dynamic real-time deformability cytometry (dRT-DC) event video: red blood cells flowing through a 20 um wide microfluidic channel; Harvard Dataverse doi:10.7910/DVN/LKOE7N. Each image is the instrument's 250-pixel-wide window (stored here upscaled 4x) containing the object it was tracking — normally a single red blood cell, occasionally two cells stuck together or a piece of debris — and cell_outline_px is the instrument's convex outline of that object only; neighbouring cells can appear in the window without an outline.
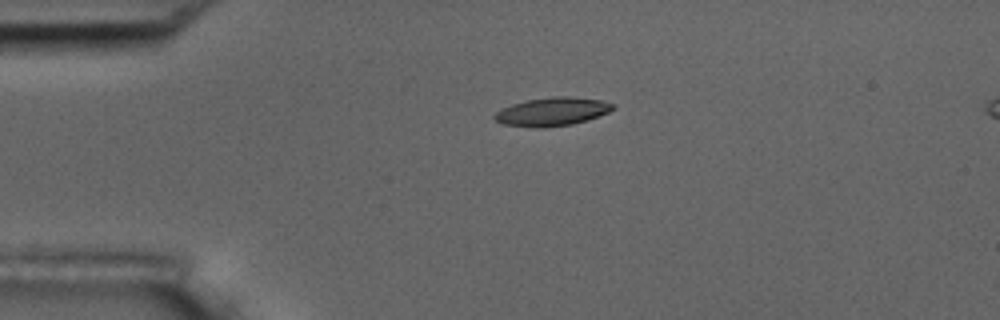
{"species": "common noctule bat (a hibernating species)", "species_latin": "Nyctalus noctula", "temperature_condition": "room temperature", "stored_images_in_passage": 3, "camera_frame_rate_fps": 3000, "um_per_image_px": 0.085, "animal": {"sex": "male", "body_mass_g": 17.5, "forearm_length_mm": 52.3}, "frame": {"image": 1, "passage_image": 1, "time_ms": 0.0, "image_size_px": [1000, 320], "cell_outline_px": [[616, 108], [608, 112], [588, 120], [572, 124], [544, 128], [536, 128], [504, 124], [496, 120], [492, 116], [496, 112], [512, 104], [528, 100], [552, 96], [564, 96], [600, 100], [616, 104]], "centroid_in_image_um": [46.96, 9.5], "position_along_channel_um": 38.0, "area_um2": 19.54}}